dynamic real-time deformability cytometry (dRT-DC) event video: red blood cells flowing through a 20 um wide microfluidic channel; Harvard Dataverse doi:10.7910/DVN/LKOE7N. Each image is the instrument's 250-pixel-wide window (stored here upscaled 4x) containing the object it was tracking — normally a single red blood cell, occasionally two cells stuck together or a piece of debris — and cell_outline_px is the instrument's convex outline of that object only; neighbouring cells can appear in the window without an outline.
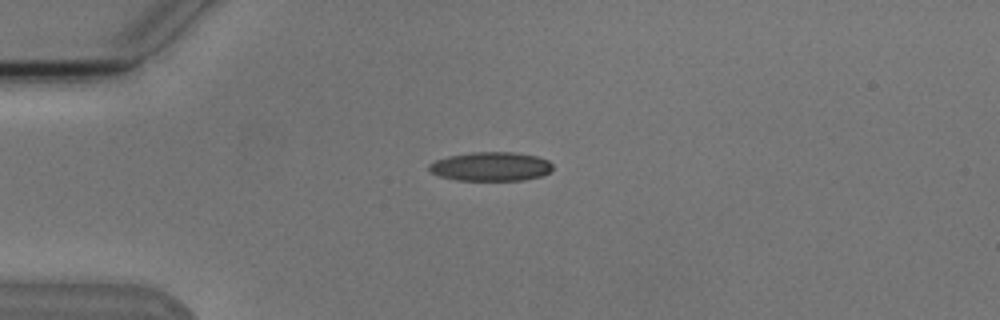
{"species": "Egyptian fruit bat (a non-hibernating species)", "species_latin": "Rousettus aegyptiacus", "temperature_condition": "cold", "stored_images_in_passage": 5, "camera_frame_rate_fps": 3000, "um_per_image_px": 0.085, "animal": {"sex": "male"}, "frame": {"image": 1, "passage_image": 5, "time_ms": 4.667, "image_size_px": [1000, 320], "cell_outline_px": [[552, 168], [548, 172], [540, 176], [524, 180], [456, 180], [440, 176], [432, 172], [428, 168], [428, 164], [436, 160], [448, 156], [472, 152], [516, 152], [536, 156], [548, 160], [552, 164]], "centroid_in_image_um": [41.71, 14.14], "position_along_channel_um": 43.3, "area_um2": 20.81}}